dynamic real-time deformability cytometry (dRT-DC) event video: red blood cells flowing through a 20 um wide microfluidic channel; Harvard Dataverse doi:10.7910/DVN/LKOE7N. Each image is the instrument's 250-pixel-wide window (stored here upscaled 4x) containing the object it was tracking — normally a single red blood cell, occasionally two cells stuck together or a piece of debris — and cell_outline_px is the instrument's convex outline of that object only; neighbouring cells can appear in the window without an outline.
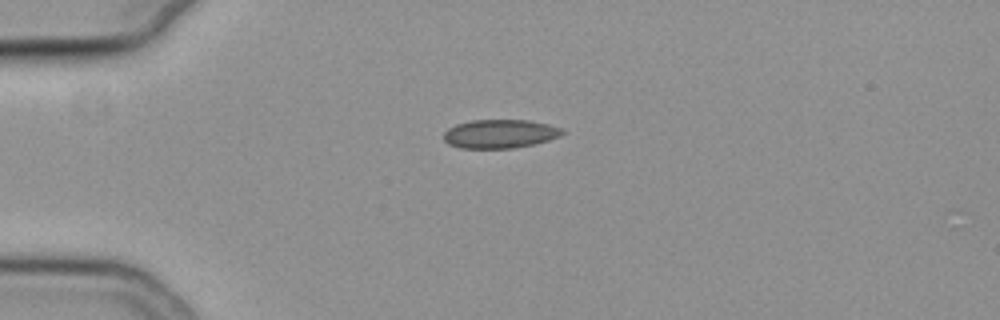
{"species": "common noctule bat (a hibernating species)", "species_latin": "Nyctalus noctula", "temperature_condition": "cold", "stored_images_in_passage": 2, "camera_frame_rate_fps": 3000, "um_per_image_px": 0.085, "animal": {"sex": "female", "body_mass_g": 19.3, "forearm_length_mm": 54.1}, "frame": {"image": 1, "passage_image": 1, "time_ms": 0.0, "image_size_px": [1000, 320], "cell_outline_px": [[564, 132], [560, 136], [548, 140], [532, 144], [512, 148], [460, 148], [448, 144], [444, 140], [444, 132], [448, 128], [456, 124], [472, 120], [528, 120], [548, 124], [564, 128]], "centroid_in_image_um": [42.49, 11.37], "position_along_channel_um": 42.5, "area_um2": 19.83}}